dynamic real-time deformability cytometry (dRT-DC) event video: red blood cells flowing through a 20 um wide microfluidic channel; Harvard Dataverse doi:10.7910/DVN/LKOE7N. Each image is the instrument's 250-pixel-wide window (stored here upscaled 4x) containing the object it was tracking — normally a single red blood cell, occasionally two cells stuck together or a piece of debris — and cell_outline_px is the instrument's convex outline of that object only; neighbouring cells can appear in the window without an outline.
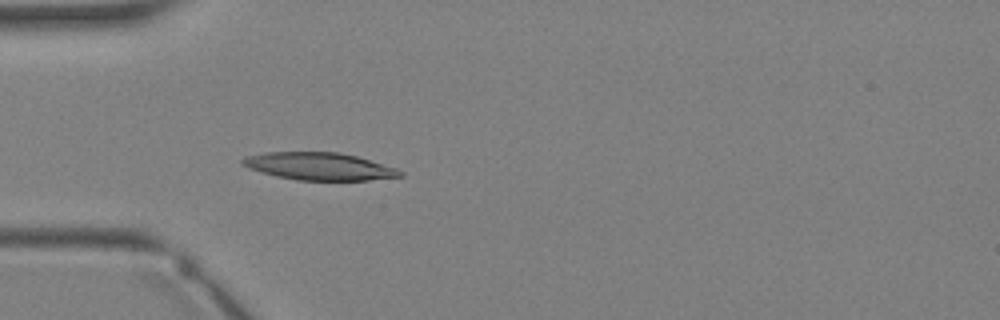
{"species": "Egyptian fruit bat (a non-hibernating species)", "species_latin": "Rousettus aegyptiacus", "temperature_condition": "warm", "stored_images_in_passage": 3, "camera_frame_rate_fps": 3000, "um_per_image_px": 0.085, "animal": {"sex": "female"}, "frame": {"image": 1, "passage_image": 3, "time_ms": 2.333, "image_size_px": [1000, 320], "cell_outline_px": [[404, 176], [368, 180], [296, 180], [276, 176], [248, 168], [240, 164], [240, 160], [244, 156], [264, 152], [336, 152], [356, 156], [396, 168], [404, 172]], "centroid_in_image_um": [27.09, 14.13], "position_along_channel_um": 57.9, "area_um2": 25.26}}